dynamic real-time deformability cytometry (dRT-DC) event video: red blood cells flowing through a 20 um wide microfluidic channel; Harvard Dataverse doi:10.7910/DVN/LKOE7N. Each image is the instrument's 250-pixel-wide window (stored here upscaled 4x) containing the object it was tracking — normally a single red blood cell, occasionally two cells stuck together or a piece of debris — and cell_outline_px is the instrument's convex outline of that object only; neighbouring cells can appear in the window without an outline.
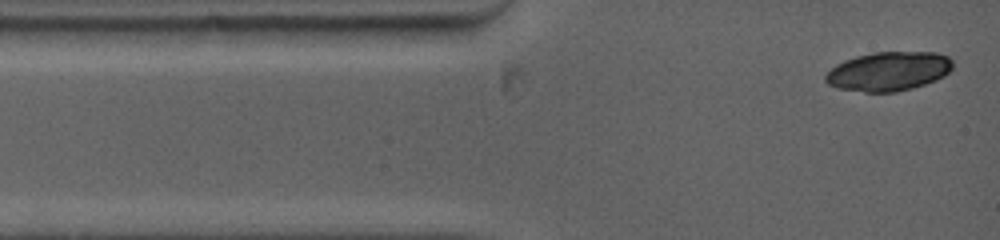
{"species": "common noctule bat (a hibernating species)", "species_latin": "Nyctalus noctula", "temperature_condition": "warm", "stored_images_in_passage": 4, "camera_frame_rate_fps": 5000, "um_per_image_px": 0.085, "animal": {"sex": "female", "body_mass_g": 19.0, "forearm_length_mm": 53.3}, "frame": {"image": 1, "passage_image": 1, "time_ms": 0.0, "image_size_px": [1000, 240], "cell_outline_px": [[952, 68], [944, 76], [936, 80], [912, 88], [896, 92], [864, 92], [836, 88], [828, 84], [824, 80], [824, 76], [836, 64], [844, 60], [856, 56], [872, 52], [936, 52], [948, 56], [952, 60]], "centroid_in_image_um": [75.51, 6.06], "position_along_channel_um": 9.5, "area_um2": 29.13}}